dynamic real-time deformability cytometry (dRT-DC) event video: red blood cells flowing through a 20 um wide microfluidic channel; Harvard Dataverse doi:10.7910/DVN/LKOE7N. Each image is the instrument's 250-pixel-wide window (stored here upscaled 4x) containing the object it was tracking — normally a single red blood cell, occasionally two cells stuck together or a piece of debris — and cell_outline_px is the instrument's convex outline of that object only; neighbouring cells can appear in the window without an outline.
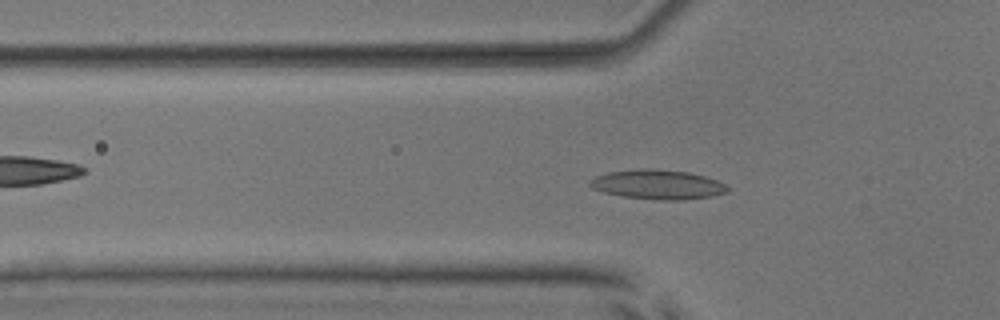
{"species": "common noctule bat (a hibernating species)", "species_latin": "Nyctalus noctula", "temperature_condition": "room temperature", "stored_images_in_passage": 54, "camera_frame_rate_fps": 3000, "um_per_image_px": 0.085, "animal": {"sex": "male", "body_mass_g": 17.9, "forearm_length_mm": 54.2}, "frame": {"image": 1, "passage_image": 18, "time_ms": 5.667, "image_size_px": [1000, 320], "cell_outline_px": [[728, 192], [712, 196], [684, 200], [660, 200], [620, 196], [604, 192], [592, 188], [588, 184], [588, 180], [596, 176], [608, 172], [644, 168], [648, 168], [688, 172], [704, 176], [716, 180], [724, 184], [728, 188]], "centroid_in_image_um": [55.88, 15.69], "position_along_channel_um": 69.9, "area_um2": 23.64}}
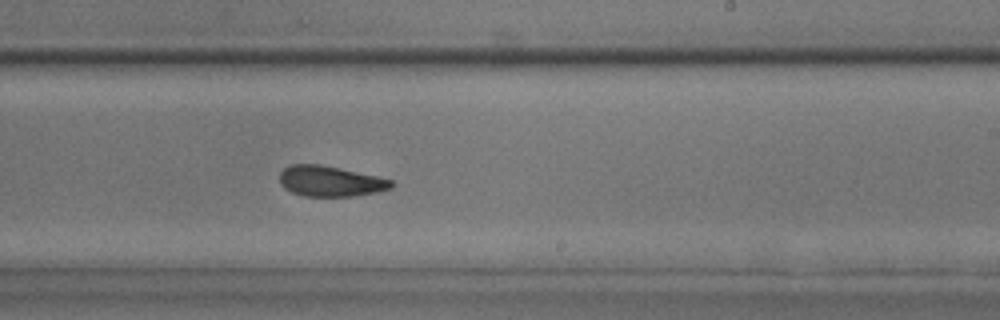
{"frame": {"image": 2, "passage_image": 33, "time_ms": 10.667, "image_size_px": [1000, 320], "cell_outline_px": [[396, 184], [392, 188], [380, 192], [356, 196], [304, 196], [292, 192], [284, 188], [280, 184], [280, 172], [288, 164], [320, 164], [340, 168], [376, 176], [392, 180]], "centroid_in_image_um": [28.09, 15.4], "position_along_channel_um": 260.9, "area_um2": 20.11}}
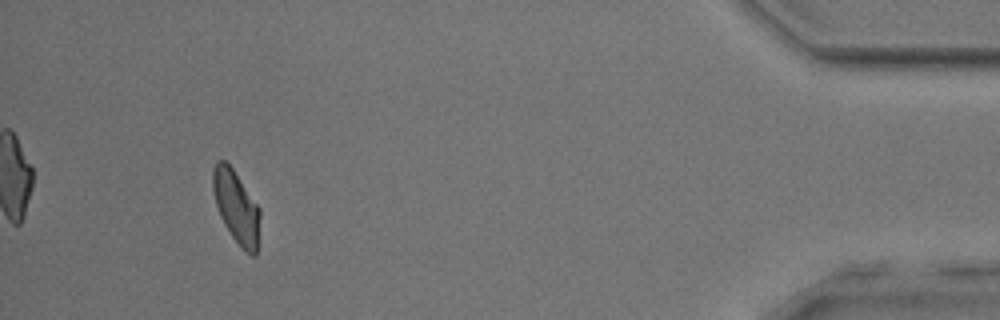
{"frame": {"image": 3, "passage_image": 50, "time_ms": 16.333, "image_size_px": [1000, 320], "cell_outline_px": [[260, 216], [256, 256], [252, 256], [244, 252], [232, 236], [224, 224], [220, 216], [216, 204], [212, 188], [212, 168], [216, 160], [224, 160], [232, 168], [260, 208]], "centroid_in_image_um": [20.07, 17.59], "position_along_channel_um": 415.1, "area_um2": 19.94}, "authors_computed_cell_mechanics": {"area_um2": 20.4034, "velocity_mm_per_s": 3.8422, "shape_relaxation_time_tau1_ms": 6.8077, "shape_relaxation_time_tau2_ms": 3.0993, "deformation_change_tau1": 0.1312, "deformation_change_tau2": 0.0879}}